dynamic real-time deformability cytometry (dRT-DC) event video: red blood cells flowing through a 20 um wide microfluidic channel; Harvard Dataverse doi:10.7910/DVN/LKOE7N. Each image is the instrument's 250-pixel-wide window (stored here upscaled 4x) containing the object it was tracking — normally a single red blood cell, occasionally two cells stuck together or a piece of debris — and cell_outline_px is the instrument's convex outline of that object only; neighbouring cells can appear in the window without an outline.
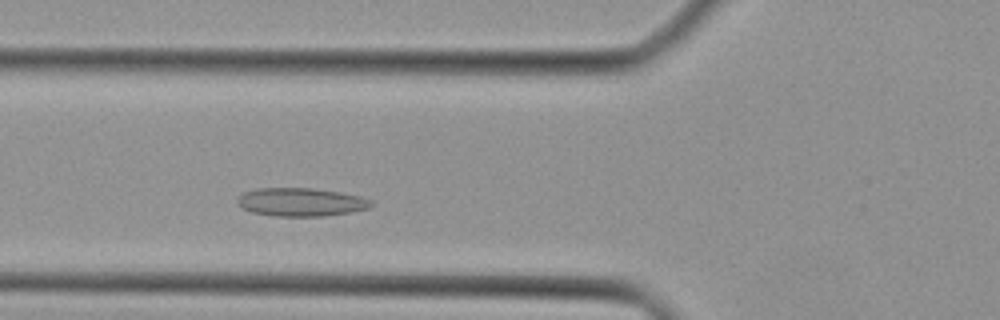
{"species": "Egyptian fruit bat (a non-hibernating species)", "species_latin": "Rousettus aegyptiacus", "temperature_condition": "cold", "stored_images_in_passage": 36, "camera_frame_rate_fps": 3000, "um_per_image_px": 0.085, "animal": {"sex": "female"}, "frame": {"image": 1, "passage_image": 8, "time_ms": 2.333, "image_size_px": [1000, 320], "cell_outline_px": [[372, 204], [368, 208], [352, 212], [324, 216], [276, 216], [252, 212], [240, 208], [236, 204], [236, 200], [244, 192], [256, 188], [312, 188], [360, 196], [372, 200]], "centroid_in_image_um": [25.53, 17.18], "position_along_channel_um": 100.3, "area_um2": 22.08}}
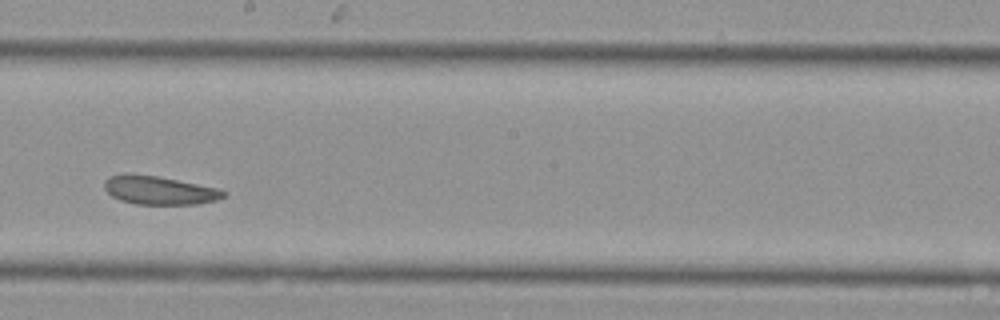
{"frame": {"image": 2, "passage_image": 17, "time_ms": 5.333, "image_size_px": [1000, 320], "cell_outline_px": [[228, 192], [224, 196], [216, 200], [196, 204], [136, 204], [120, 200], [112, 196], [104, 188], [104, 180], [108, 176], [156, 176], [216, 188]], "centroid_in_image_um": [13.55, 16.21], "position_along_channel_um": 234.6, "area_um2": 19.02}}
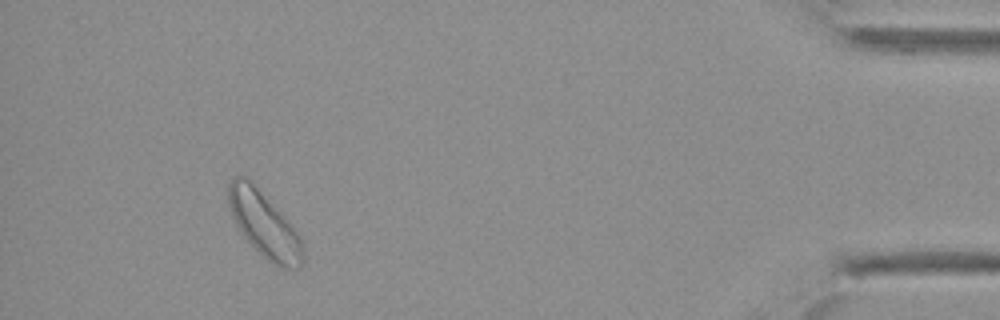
{"frame": {"image": 3, "passage_image": 33, "time_ms": 10.667, "image_size_px": [1000, 320], "cell_outline_px": [[304, 264], [300, 268], [280, 268], [272, 264], [240, 232], [228, 208], [228, 184], [232, 176], [248, 176], [292, 224], [300, 236], [304, 256]], "centroid_in_image_um": [22.46, 19.05], "position_along_channel_um": 412.7, "area_um2": 28.67}}